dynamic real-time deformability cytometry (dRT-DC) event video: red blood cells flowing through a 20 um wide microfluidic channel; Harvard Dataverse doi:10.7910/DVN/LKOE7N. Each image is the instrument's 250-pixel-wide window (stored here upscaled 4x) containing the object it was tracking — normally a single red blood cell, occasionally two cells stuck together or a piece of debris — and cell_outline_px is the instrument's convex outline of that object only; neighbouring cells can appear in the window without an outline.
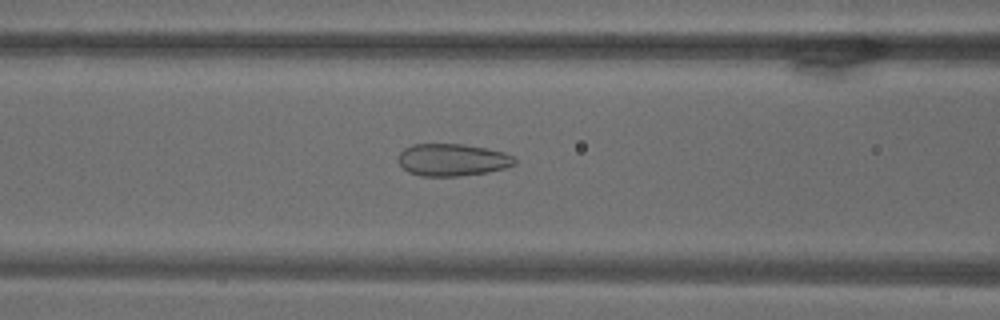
{"species": "common noctule bat (a hibernating species)", "species_latin": "Nyctalus noctula", "temperature_condition": "warm", "stored_images_in_passage": 61, "camera_frame_rate_fps": 3000, "um_per_image_px": 0.085, "animal": {"sex": "male", "body_mass_g": 18.8}, "frame": {"image": 1, "passage_image": 20, "time_ms": 6.333, "image_size_px": [1000, 320], "cell_outline_px": [[516, 164], [504, 168], [488, 172], [460, 176], [420, 176], [408, 172], [396, 160], [396, 156], [404, 148], [412, 144], [464, 144], [488, 148], [504, 152], [512, 156], [516, 160]], "centroid_in_image_um": [38.42, 13.58], "position_along_channel_um": 128.2, "area_um2": 22.14}}
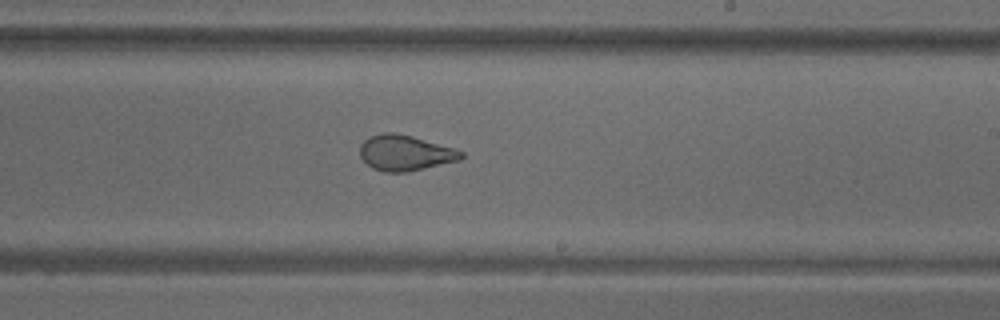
{"frame": {"image": 2, "passage_image": 33, "time_ms": 10.667, "image_size_px": [1000, 320], "cell_outline_px": [[464, 156], [460, 160], [408, 172], [384, 172], [372, 168], [360, 156], [360, 144], [368, 136], [384, 132], [396, 132], [412, 136], [452, 148], [464, 152]], "centroid_in_image_um": [34.41, 12.99], "position_along_channel_um": 254.6, "area_um2": 20.98}}
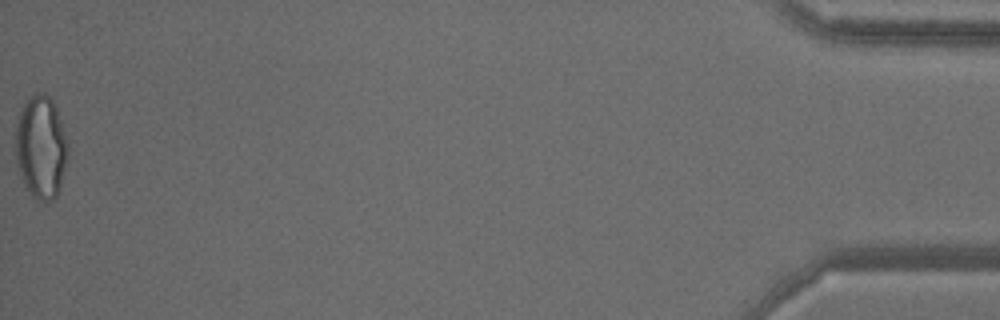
{"frame": {"image": 3, "passage_image": 61, "time_ms": 20.0, "image_size_px": [1000, 320], "cell_outline_px": [[68, 156], [60, 188], [56, 196], [52, 200], [44, 204], [36, 204], [24, 184], [16, 160], [16, 128], [20, 112], [24, 104], [36, 92], [44, 92], [56, 104], [68, 144]], "centroid_in_image_um": [3.5, 12.57], "position_along_channel_um": 431.7, "area_um2": 31.79}}